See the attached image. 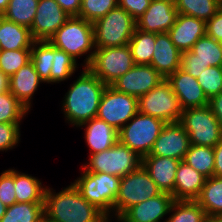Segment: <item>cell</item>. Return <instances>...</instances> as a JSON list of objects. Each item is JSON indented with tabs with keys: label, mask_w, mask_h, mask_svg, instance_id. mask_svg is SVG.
Wrapping results in <instances>:
<instances>
[{
	"label": "cell",
	"mask_w": 222,
	"mask_h": 222,
	"mask_svg": "<svg viewBox=\"0 0 222 222\" xmlns=\"http://www.w3.org/2000/svg\"><path fill=\"white\" fill-rule=\"evenodd\" d=\"M215 156L214 174L213 176L222 177V138L213 147Z\"/></svg>",
	"instance_id": "cell-47"
},
{
	"label": "cell",
	"mask_w": 222,
	"mask_h": 222,
	"mask_svg": "<svg viewBox=\"0 0 222 222\" xmlns=\"http://www.w3.org/2000/svg\"><path fill=\"white\" fill-rule=\"evenodd\" d=\"M181 54L167 32L155 34V47L150 65L166 79L180 68Z\"/></svg>",
	"instance_id": "cell-21"
},
{
	"label": "cell",
	"mask_w": 222,
	"mask_h": 222,
	"mask_svg": "<svg viewBox=\"0 0 222 222\" xmlns=\"http://www.w3.org/2000/svg\"><path fill=\"white\" fill-rule=\"evenodd\" d=\"M44 82L30 61L9 77V91L28 109L32 110L34 93Z\"/></svg>",
	"instance_id": "cell-22"
},
{
	"label": "cell",
	"mask_w": 222,
	"mask_h": 222,
	"mask_svg": "<svg viewBox=\"0 0 222 222\" xmlns=\"http://www.w3.org/2000/svg\"><path fill=\"white\" fill-rule=\"evenodd\" d=\"M179 123L188 133L191 145L213 148L222 138L221 126L209 105L183 110Z\"/></svg>",
	"instance_id": "cell-9"
},
{
	"label": "cell",
	"mask_w": 222,
	"mask_h": 222,
	"mask_svg": "<svg viewBox=\"0 0 222 222\" xmlns=\"http://www.w3.org/2000/svg\"><path fill=\"white\" fill-rule=\"evenodd\" d=\"M138 111L165 123H173L179 122L183 110L171 84L164 79L158 86L138 98Z\"/></svg>",
	"instance_id": "cell-11"
},
{
	"label": "cell",
	"mask_w": 222,
	"mask_h": 222,
	"mask_svg": "<svg viewBox=\"0 0 222 222\" xmlns=\"http://www.w3.org/2000/svg\"><path fill=\"white\" fill-rule=\"evenodd\" d=\"M166 123L139 111L118 131V140L141 158L149 155Z\"/></svg>",
	"instance_id": "cell-6"
},
{
	"label": "cell",
	"mask_w": 222,
	"mask_h": 222,
	"mask_svg": "<svg viewBox=\"0 0 222 222\" xmlns=\"http://www.w3.org/2000/svg\"><path fill=\"white\" fill-rule=\"evenodd\" d=\"M137 112L138 98L107 85L102 93L96 117L119 131Z\"/></svg>",
	"instance_id": "cell-12"
},
{
	"label": "cell",
	"mask_w": 222,
	"mask_h": 222,
	"mask_svg": "<svg viewBox=\"0 0 222 222\" xmlns=\"http://www.w3.org/2000/svg\"><path fill=\"white\" fill-rule=\"evenodd\" d=\"M54 58V46L47 41H35L31 48V62L40 79L50 84V70Z\"/></svg>",
	"instance_id": "cell-32"
},
{
	"label": "cell",
	"mask_w": 222,
	"mask_h": 222,
	"mask_svg": "<svg viewBox=\"0 0 222 222\" xmlns=\"http://www.w3.org/2000/svg\"><path fill=\"white\" fill-rule=\"evenodd\" d=\"M178 13L207 22L222 7L217 0H177Z\"/></svg>",
	"instance_id": "cell-35"
},
{
	"label": "cell",
	"mask_w": 222,
	"mask_h": 222,
	"mask_svg": "<svg viewBox=\"0 0 222 222\" xmlns=\"http://www.w3.org/2000/svg\"><path fill=\"white\" fill-rule=\"evenodd\" d=\"M84 129V139L89 148V155L111 148L118 140V130L102 119L94 117L78 126Z\"/></svg>",
	"instance_id": "cell-23"
},
{
	"label": "cell",
	"mask_w": 222,
	"mask_h": 222,
	"mask_svg": "<svg viewBox=\"0 0 222 222\" xmlns=\"http://www.w3.org/2000/svg\"><path fill=\"white\" fill-rule=\"evenodd\" d=\"M217 1L222 6V0H217Z\"/></svg>",
	"instance_id": "cell-54"
},
{
	"label": "cell",
	"mask_w": 222,
	"mask_h": 222,
	"mask_svg": "<svg viewBox=\"0 0 222 222\" xmlns=\"http://www.w3.org/2000/svg\"><path fill=\"white\" fill-rule=\"evenodd\" d=\"M61 8L70 16H78L82 0H56Z\"/></svg>",
	"instance_id": "cell-45"
},
{
	"label": "cell",
	"mask_w": 222,
	"mask_h": 222,
	"mask_svg": "<svg viewBox=\"0 0 222 222\" xmlns=\"http://www.w3.org/2000/svg\"><path fill=\"white\" fill-rule=\"evenodd\" d=\"M183 161L206 178L213 177L215 156L212 147L190 145Z\"/></svg>",
	"instance_id": "cell-31"
},
{
	"label": "cell",
	"mask_w": 222,
	"mask_h": 222,
	"mask_svg": "<svg viewBox=\"0 0 222 222\" xmlns=\"http://www.w3.org/2000/svg\"><path fill=\"white\" fill-rule=\"evenodd\" d=\"M136 65H150L155 47V33L135 29L128 43Z\"/></svg>",
	"instance_id": "cell-29"
},
{
	"label": "cell",
	"mask_w": 222,
	"mask_h": 222,
	"mask_svg": "<svg viewBox=\"0 0 222 222\" xmlns=\"http://www.w3.org/2000/svg\"><path fill=\"white\" fill-rule=\"evenodd\" d=\"M205 180L204 175L184 161H180L175 175L172 197L174 200H196L202 191Z\"/></svg>",
	"instance_id": "cell-25"
},
{
	"label": "cell",
	"mask_w": 222,
	"mask_h": 222,
	"mask_svg": "<svg viewBox=\"0 0 222 222\" xmlns=\"http://www.w3.org/2000/svg\"><path fill=\"white\" fill-rule=\"evenodd\" d=\"M206 35L222 42V7L206 22Z\"/></svg>",
	"instance_id": "cell-44"
},
{
	"label": "cell",
	"mask_w": 222,
	"mask_h": 222,
	"mask_svg": "<svg viewBox=\"0 0 222 222\" xmlns=\"http://www.w3.org/2000/svg\"><path fill=\"white\" fill-rule=\"evenodd\" d=\"M47 186L44 214L58 222H107L108 217L95 205L81 196L75 184L57 192Z\"/></svg>",
	"instance_id": "cell-2"
},
{
	"label": "cell",
	"mask_w": 222,
	"mask_h": 222,
	"mask_svg": "<svg viewBox=\"0 0 222 222\" xmlns=\"http://www.w3.org/2000/svg\"><path fill=\"white\" fill-rule=\"evenodd\" d=\"M14 187L16 203H44L47 186L37 177L14 168Z\"/></svg>",
	"instance_id": "cell-27"
},
{
	"label": "cell",
	"mask_w": 222,
	"mask_h": 222,
	"mask_svg": "<svg viewBox=\"0 0 222 222\" xmlns=\"http://www.w3.org/2000/svg\"><path fill=\"white\" fill-rule=\"evenodd\" d=\"M208 105L217 118L222 130V94L211 97Z\"/></svg>",
	"instance_id": "cell-46"
},
{
	"label": "cell",
	"mask_w": 222,
	"mask_h": 222,
	"mask_svg": "<svg viewBox=\"0 0 222 222\" xmlns=\"http://www.w3.org/2000/svg\"><path fill=\"white\" fill-rule=\"evenodd\" d=\"M39 222H58V221H55V220L49 218L47 215L43 214L41 216Z\"/></svg>",
	"instance_id": "cell-50"
},
{
	"label": "cell",
	"mask_w": 222,
	"mask_h": 222,
	"mask_svg": "<svg viewBox=\"0 0 222 222\" xmlns=\"http://www.w3.org/2000/svg\"><path fill=\"white\" fill-rule=\"evenodd\" d=\"M95 48L120 47L129 43L136 20L117 6L93 23Z\"/></svg>",
	"instance_id": "cell-5"
},
{
	"label": "cell",
	"mask_w": 222,
	"mask_h": 222,
	"mask_svg": "<svg viewBox=\"0 0 222 222\" xmlns=\"http://www.w3.org/2000/svg\"><path fill=\"white\" fill-rule=\"evenodd\" d=\"M210 66H222V42L205 35L190 51L182 52L180 69L197 78Z\"/></svg>",
	"instance_id": "cell-13"
},
{
	"label": "cell",
	"mask_w": 222,
	"mask_h": 222,
	"mask_svg": "<svg viewBox=\"0 0 222 222\" xmlns=\"http://www.w3.org/2000/svg\"><path fill=\"white\" fill-rule=\"evenodd\" d=\"M167 33L181 52L190 51L193 45L206 35V22L178 13L176 22Z\"/></svg>",
	"instance_id": "cell-20"
},
{
	"label": "cell",
	"mask_w": 222,
	"mask_h": 222,
	"mask_svg": "<svg viewBox=\"0 0 222 222\" xmlns=\"http://www.w3.org/2000/svg\"><path fill=\"white\" fill-rule=\"evenodd\" d=\"M135 65L129 45L95 48L93 58L87 67L106 85H111Z\"/></svg>",
	"instance_id": "cell-10"
},
{
	"label": "cell",
	"mask_w": 222,
	"mask_h": 222,
	"mask_svg": "<svg viewBox=\"0 0 222 222\" xmlns=\"http://www.w3.org/2000/svg\"><path fill=\"white\" fill-rule=\"evenodd\" d=\"M166 79L171 84L182 110L209 104V99L204 94L197 78L192 77L186 71L179 68Z\"/></svg>",
	"instance_id": "cell-19"
},
{
	"label": "cell",
	"mask_w": 222,
	"mask_h": 222,
	"mask_svg": "<svg viewBox=\"0 0 222 222\" xmlns=\"http://www.w3.org/2000/svg\"><path fill=\"white\" fill-rule=\"evenodd\" d=\"M165 222H207L204 209L195 200H175Z\"/></svg>",
	"instance_id": "cell-30"
},
{
	"label": "cell",
	"mask_w": 222,
	"mask_h": 222,
	"mask_svg": "<svg viewBox=\"0 0 222 222\" xmlns=\"http://www.w3.org/2000/svg\"><path fill=\"white\" fill-rule=\"evenodd\" d=\"M190 145L189 135L179 122L166 123L147 156L169 157L183 161Z\"/></svg>",
	"instance_id": "cell-16"
},
{
	"label": "cell",
	"mask_w": 222,
	"mask_h": 222,
	"mask_svg": "<svg viewBox=\"0 0 222 222\" xmlns=\"http://www.w3.org/2000/svg\"><path fill=\"white\" fill-rule=\"evenodd\" d=\"M180 160L169 157L145 156L142 166L162 192L172 193L175 186V175Z\"/></svg>",
	"instance_id": "cell-24"
},
{
	"label": "cell",
	"mask_w": 222,
	"mask_h": 222,
	"mask_svg": "<svg viewBox=\"0 0 222 222\" xmlns=\"http://www.w3.org/2000/svg\"><path fill=\"white\" fill-rule=\"evenodd\" d=\"M0 77H9L8 75L4 74L1 70H0Z\"/></svg>",
	"instance_id": "cell-53"
},
{
	"label": "cell",
	"mask_w": 222,
	"mask_h": 222,
	"mask_svg": "<svg viewBox=\"0 0 222 222\" xmlns=\"http://www.w3.org/2000/svg\"><path fill=\"white\" fill-rule=\"evenodd\" d=\"M152 0H118V6L124 9L135 20L140 18Z\"/></svg>",
	"instance_id": "cell-43"
},
{
	"label": "cell",
	"mask_w": 222,
	"mask_h": 222,
	"mask_svg": "<svg viewBox=\"0 0 222 222\" xmlns=\"http://www.w3.org/2000/svg\"><path fill=\"white\" fill-rule=\"evenodd\" d=\"M178 10L168 0H152L144 14L136 20V28L150 33L168 32L176 22Z\"/></svg>",
	"instance_id": "cell-18"
},
{
	"label": "cell",
	"mask_w": 222,
	"mask_h": 222,
	"mask_svg": "<svg viewBox=\"0 0 222 222\" xmlns=\"http://www.w3.org/2000/svg\"><path fill=\"white\" fill-rule=\"evenodd\" d=\"M6 209H7V207L0 200V219L4 216Z\"/></svg>",
	"instance_id": "cell-51"
},
{
	"label": "cell",
	"mask_w": 222,
	"mask_h": 222,
	"mask_svg": "<svg viewBox=\"0 0 222 222\" xmlns=\"http://www.w3.org/2000/svg\"><path fill=\"white\" fill-rule=\"evenodd\" d=\"M162 193L141 165L137 170L121 177L116 195L113 218L117 220L127 209Z\"/></svg>",
	"instance_id": "cell-7"
},
{
	"label": "cell",
	"mask_w": 222,
	"mask_h": 222,
	"mask_svg": "<svg viewBox=\"0 0 222 222\" xmlns=\"http://www.w3.org/2000/svg\"><path fill=\"white\" fill-rule=\"evenodd\" d=\"M31 61V49L0 50V70L9 77Z\"/></svg>",
	"instance_id": "cell-38"
},
{
	"label": "cell",
	"mask_w": 222,
	"mask_h": 222,
	"mask_svg": "<svg viewBox=\"0 0 222 222\" xmlns=\"http://www.w3.org/2000/svg\"><path fill=\"white\" fill-rule=\"evenodd\" d=\"M165 78L151 65H134L123 76L116 79L111 86L117 91L136 98L148 93Z\"/></svg>",
	"instance_id": "cell-14"
},
{
	"label": "cell",
	"mask_w": 222,
	"mask_h": 222,
	"mask_svg": "<svg viewBox=\"0 0 222 222\" xmlns=\"http://www.w3.org/2000/svg\"><path fill=\"white\" fill-rule=\"evenodd\" d=\"M79 74L65 93L61 110L65 122L77 128L96 117L102 93L107 86L88 68H83Z\"/></svg>",
	"instance_id": "cell-1"
},
{
	"label": "cell",
	"mask_w": 222,
	"mask_h": 222,
	"mask_svg": "<svg viewBox=\"0 0 222 222\" xmlns=\"http://www.w3.org/2000/svg\"><path fill=\"white\" fill-rule=\"evenodd\" d=\"M174 201L172 194L162 192L160 195L133 205L116 222H162L164 217L163 222H165Z\"/></svg>",
	"instance_id": "cell-17"
},
{
	"label": "cell",
	"mask_w": 222,
	"mask_h": 222,
	"mask_svg": "<svg viewBox=\"0 0 222 222\" xmlns=\"http://www.w3.org/2000/svg\"><path fill=\"white\" fill-rule=\"evenodd\" d=\"M44 214V203H14L7 207L0 222H39Z\"/></svg>",
	"instance_id": "cell-34"
},
{
	"label": "cell",
	"mask_w": 222,
	"mask_h": 222,
	"mask_svg": "<svg viewBox=\"0 0 222 222\" xmlns=\"http://www.w3.org/2000/svg\"><path fill=\"white\" fill-rule=\"evenodd\" d=\"M207 222H222V218H211Z\"/></svg>",
	"instance_id": "cell-52"
},
{
	"label": "cell",
	"mask_w": 222,
	"mask_h": 222,
	"mask_svg": "<svg viewBox=\"0 0 222 222\" xmlns=\"http://www.w3.org/2000/svg\"><path fill=\"white\" fill-rule=\"evenodd\" d=\"M56 0H39L30 28L35 41H47L70 18Z\"/></svg>",
	"instance_id": "cell-15"
},
{
	"label": "cell",
	"mask_w": 222,
	"mask_h": 222,
	"mask_svg": "<svg viewBox=\"0 0 222 222\" xmlns=\"http://www.w3.org/2000/svg\"><path fill=\"white\" fill-rule=\"evenodd\" d=\"M204 94L208 99L220 94L222 88V66H210L197 77Z\"/></svg>",
	"instance_id": "cell-40"
},
{
	"label": "cell",
	"mask_w": 222,
	"mask_h": 222,
	"mask_svg": "<svg viewBox=\"0 0 222 222\" xmlns=\"http://www.w3.org/2000/svg\"><path fill=\"white\" fill-rule=\"evenodd\" d=\"M78 62L64 50L54 47V58L50 70V84L61 83L71 78L76 70Z\"/></svg>",
	"instance_id": "cell-36"
},
{
	"label": "cell",
	"mask_w": 222,
	"mask_h": 222,
	"mask_svg": "<svg viewBox=\"0 0 222 222\" xmlns=\"http://www.w3.org/2000/svg\"><path fill=\"white\" fill-rule=\"evenodd\" d=\"M34 42L28 27L0 17V50L31 49Z\"/></svg>",
	"instance_id": "cell-26"
},
{
	"label": "cell",
	"mask_w": 222,
	"mask_h": 222,
	"mask_svg": "<svg viewBox=\"0 0 222 222\" xmlns=\"http://www.w3.org/2000/svg\"><path fill=\"white\" fill-rule=\"evenodd\" d=\"M9 91V77H0V93Z\"/></svg>",
	"instance_id": "cell-48"
},
{
	"label": "cell",
	"mask_w": 222,
	"mask_h": 222,
	"mask_svg": "<svg viewBox=\"0 0 222 222\" xmlns=\"http://www.w3.org/2000/svg\"><path fill=\"white\" fill-rule=\"evenodd\" d=\"M142 165V158L119 141L111 148L88 156L81 166L87 172H103L124 177Z\"/></svg>",
	"instance_id": "cell-8"
},
{
	"label": "cell",
	"mask_w": 222,
	"mask_h": 222,
	"mask_svg": "<svg viewBox=\"0 0 222 222\" xmlns=\"http://www.w3.org/2000/svg\"><path fill=\"white\" fill-rule=\"evenodd\" d=\"M117 6L118 0H82L77 17L94 23Z\"/></svg>",
	"instance_id": "cell-39"
},
{
	"label": "cell",
	"mask_w": 222,
	"mask_h": 222,
	"mask_svg": "<svg viewBox=\"0 0 222 222\" xmlns=\"http://www.w3.org/2000/svg\"><path fill=\"white\" fill-rule=\"evenodd\" d=\"M0 200L6 207L16 203L14 168H9L0 174Z\"/></svg>",
	"instance_id": "cell-42"
},
{
	"label": "cell",
	"mask_w": 222,
	"mask_h": 222,
	"mask_svg": "<svg viewBox=\"0 0 222 222\" xmlns=\"http://www.w3.org/2000/svg\"><path fill=\"white\" fill-rule=\"evenodd\" d=\"M9 0H0V15H2L8 6Z\"/></svg>",
	"instance_id": "cell-49"
},
{
	"label": "cell",
	"mask_w": 222,
	"mask_h": 222,
	"mask_svg": "<svg viewBox=\"0 0 222 222\" xmlns=\"http://www.w3.org/2000/svg\"><path fill=\"white\" fill-rule=\"evenodd\" d=\"M195 201L204 209L208 219L222 218V177L206 178Z\"/></svg>",
	"instance_id": "cell-28"
},
{
	"label": "cell",
	"mask_w": 222,
	"mask_h": 222,
	"mask_svg": "<svg viewBox=\"0 0 222 222\" xmlns=\"http://www.w3.org/2000/svg\"><path fill=\"white\" fill-rule=\"evenodd\" d=\"M54 47L64 50L76 61L84 57L82 68H87L93 58V23L77 16H71L48 40Z\"/></svg>",
	"instance_id": "cell-3"
},
{
	"label": "cell",
	"mask_w": 222,
	"mask_h": 222,
	"mask_svg": "<svg viewBox=\"0 0 222 222\" xmlns=\"http://www.w3.org/2000/svg\"><path fill=\"white\" fill-rule=\"evenodd\" d=\"M38 2L39 0H9L7 9L2 16L30 29L36 15Z\"/></svg>",
	"instance_id": "cell-33"
},
{
	"label": "cell",
	"mask_w": 222,
	"mask_h": 222,
	"mask_svg": "<svg viewBox=\"0 0 222 222\" xmlns=\"http://www.w3.org/2000/svg\"><path fill=\"white\" fill-rule=\"evenodd\" d=\"M28 112L10 91L0 93V123H21Z\"/></svg>",
	"instance_id": "cell-37"
},
{
	"label": "cell",
	"mask_w": 222,
	"mask_h": 222,
	"mask_svg": "<svg viewBox=\"0 0 222 222\" xmlns=\"http://www.w3.org/2000/svg\"><path fill=\"white\" fill-rule=\"evenodd\" d=\"M20 123H0V152L15 149L21 141Z\"/></svg>",
	"instance_id": "cell-41"
},
{
	"label": "cell",
	"mask_w": 222,
	"mask_h": 222,
	"mask_svg": "<svg viewBox=\"0 0 222 222\" xmlns=\"http://www.w3.org/2000/svg\"><path fill=\"white\" fill-rule=\"evenodd\" d=\"M121 177L103 172H82L73 181L82 197L113 220V207L118 194Z\"/></svg>",
	"instance_id": "cell-4"
}]
</instances>
